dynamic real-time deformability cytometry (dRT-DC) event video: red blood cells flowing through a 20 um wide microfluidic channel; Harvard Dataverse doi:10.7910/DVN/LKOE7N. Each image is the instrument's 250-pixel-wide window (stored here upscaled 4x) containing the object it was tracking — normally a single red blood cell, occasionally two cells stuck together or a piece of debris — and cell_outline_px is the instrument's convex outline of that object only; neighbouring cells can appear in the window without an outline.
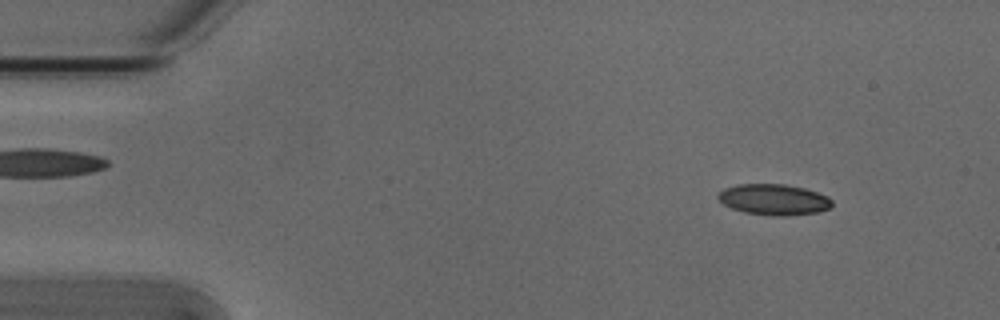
{"species": "Egyptian fruit bat (a non-hibernating species)", "species_latin": "Rousettus aegyptiacus", "temperature_condition": "cold", "stored_images_in_passage": 4, "segment_of_instrument_passage": [1, 2], "camera_frame_rate_fps": 3000, "um_per_image_px": 0.085, "animal": {"sex": "male"}, "frame": {"image": 1, "passage_image": 1, "time_ms": 0.0, "image_size_px": [1000, 320], "cell_outline_px": [[832, 204], [828, 208], [820, 212], [784, 216], [772, 216], [744, 212], [732, 208], [724, 204], [716, 196], [724, 188], [736, 184], [784, 184], [804, 188], [828, 196], [832, 200]], "centroid_in_image_um": [65.77, 16.96], "position_along_channel_um": 19.2, "area_um2": 20.52}}